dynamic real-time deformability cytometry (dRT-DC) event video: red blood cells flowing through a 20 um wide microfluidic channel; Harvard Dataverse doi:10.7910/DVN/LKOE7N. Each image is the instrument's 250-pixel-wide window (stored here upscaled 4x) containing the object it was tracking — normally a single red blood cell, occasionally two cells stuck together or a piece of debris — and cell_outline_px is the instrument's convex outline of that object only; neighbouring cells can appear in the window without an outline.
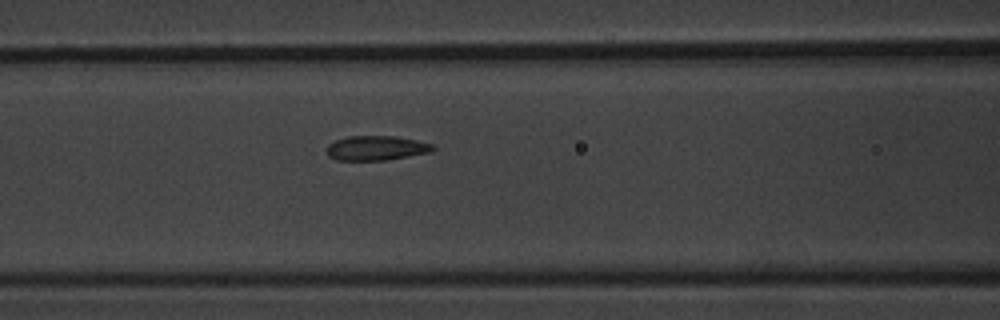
{"species": "common noctule bat (a hibernating species)", "species_latin": "Nyctalus noctula", "temperature_condition": "warm", "stored_images_in_passage": 8, "camera_frame_rate_fps": 3000, "um_per_image_px": 0.085, "animal": {"sex": "male", "body_mass_g": 20.1, "forearm_length_mm": 53.5}, "frame": {"image": 1, "passage_image": 8, "time_ms": 9.0, "image_size_px": [1000, 320], "cell_outline_px": [[436, 148], [432, 152], [388, 160], [336, 160], [328, 156], [328, 144], [336, 140], [348, 136], [396, 136], [416, 140], [432, 144]], "centroid_in_image_um": [32.01, 12.59], "position_along_channel_um": 134.6, "area_um2": 15.26}}